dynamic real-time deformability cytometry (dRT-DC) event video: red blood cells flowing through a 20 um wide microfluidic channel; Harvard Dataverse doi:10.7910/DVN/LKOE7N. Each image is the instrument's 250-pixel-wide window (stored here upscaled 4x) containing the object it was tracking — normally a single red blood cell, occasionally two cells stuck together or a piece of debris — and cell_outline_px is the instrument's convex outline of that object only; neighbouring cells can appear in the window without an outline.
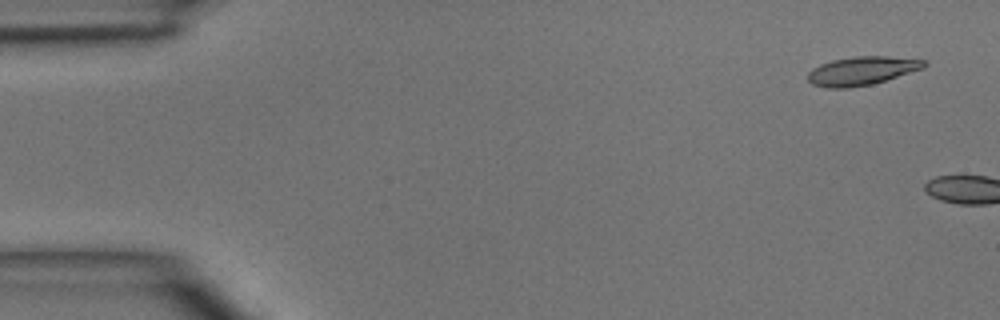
{"species": "common noctule bat (a hibernating species)", "species_latin": "Nyctalus noctula", "temperature_condition": "room temperature", "stored_images_in_passage": 2, "camera_frame_rate_fps": 3000, "um_per_image_px": 0.085, "animal": {"sex": "male", "body_mass_g": 15.6}, "frame": {"image": 1, "passage_image": 1, "time_ms": 0.0, "image_size_px": [1000, 320], "cell_outline_px": [[928, 64], [924, 68], [872, 84], [844, 88], [828, 88], [812, 84], [808, 80], [808, 72], [812, 68], [820, 64], [832, 60], [856, 56], [888, 56], [924, 60]], "centroid_in_image_um": [73.24, 6.01], "position_along_channel_um": 11.8, "area_um2": 19.25}}